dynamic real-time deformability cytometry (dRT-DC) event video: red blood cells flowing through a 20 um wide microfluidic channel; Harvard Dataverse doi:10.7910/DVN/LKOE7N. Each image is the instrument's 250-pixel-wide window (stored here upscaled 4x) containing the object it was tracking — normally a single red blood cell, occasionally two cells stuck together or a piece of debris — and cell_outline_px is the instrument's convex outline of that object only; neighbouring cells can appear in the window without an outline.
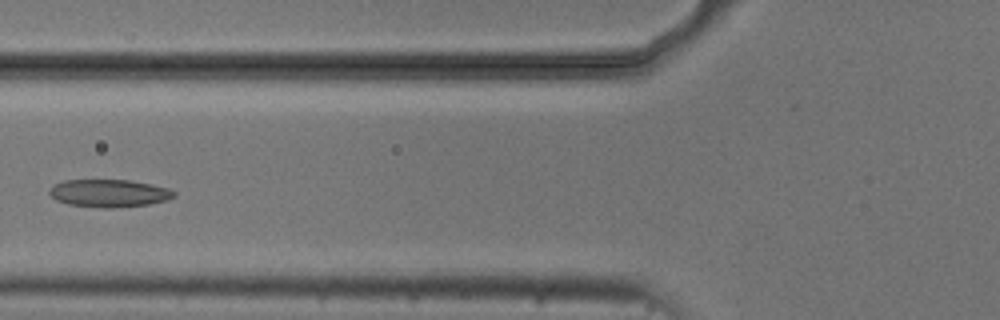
{"species": "common noctule bat (a hibernating species)", "species_latin": "Nyctalus noctula", "temperature_condition": "cold", "stored_images_in_passage": 7, "camera_frame_rate_fps": 3000, "um_per_image_px": 0.085, "animal": {"sex": "male", "body_mass_g": 20.5, "forearm_length_mm": 52.5}, "frame": {"image": 1, "passage_image": 6, "time_ms": 6.0, "image_size_px": [1000, 320], "cell_outline_px": [[176, 196], [168, 200], [148, 204], [112, 208], [100, 208], [68, 204], [56, 200], [48, 192], [56, 184], [64, 180], [132, 180], [152, 184], [168, 188], [176, 192]], "centroid_in_image_um": [9.31, 16.42], "position_along_channel_um": 116.5, "area_um2": 20.11}}
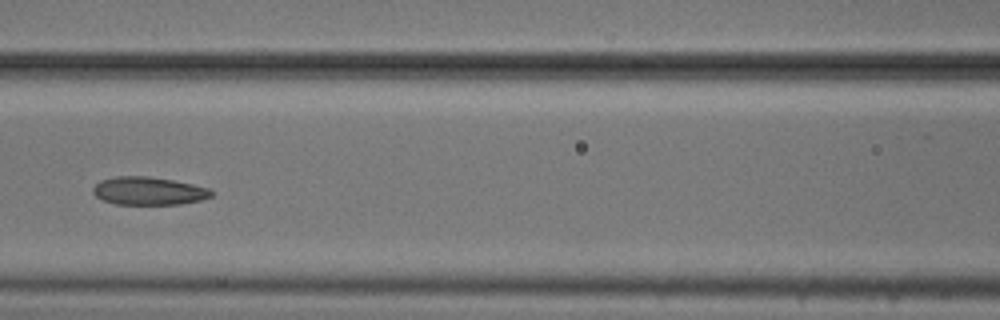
{"frame": {"image": 2, "passage_image": 7, "time_ms": 7.0, "image_size_px": [1000, 320], "cell_outline_px": [[212, 196], [200, 200], [180, 204], [116, 204], [104, 200], [96, 196], [92, 192], [92, 188], [100, 180], [116, 176], [148, 176], [172, 180], [212, 188]], "centroid_in_image_um": [12.63, 16.22], "position_along_channel_um": 154.0, "area_um2": 19.31}}